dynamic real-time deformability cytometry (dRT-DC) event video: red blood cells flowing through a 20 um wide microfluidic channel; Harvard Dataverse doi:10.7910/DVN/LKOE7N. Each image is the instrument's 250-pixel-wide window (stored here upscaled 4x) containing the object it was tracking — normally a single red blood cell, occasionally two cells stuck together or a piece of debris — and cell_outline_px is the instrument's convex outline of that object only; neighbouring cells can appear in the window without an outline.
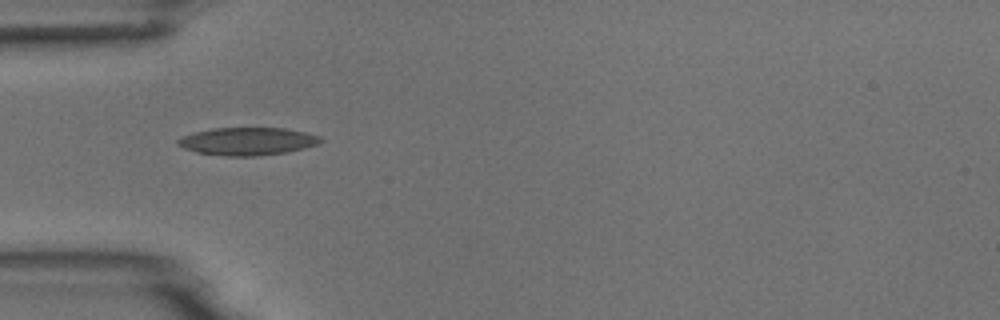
{"species": "common noctule bat (a hibernating species)", "species_latin": "Nyctalus noctula", "temperature_condition": "room temperature", "stored_images_in_passage": 6, "camera_frame_rate_fps": 3000, "um_per_image_px": 0.085, "animal": {"sex": "male", "body_mass_g": 18.8}, "frame": {"image": 1, "passage_image": 1, "time_ms": 0.0, "image_size_px": [1000, 320], "cell_outline_px": [[324, 140], [316, 144], [304, 148], [288, 152], [256, 156], [224, 156], [196, 152], [184, 148], [176, 144], [176, 140], [184, 136], [196, 132], [212, 128], [284, 128], [304, 132], [320, 136]], "centroid_in_image_um": [21.03, 12.01], "position_along_channel_um": 64.0, "area_um2": 23.0}}